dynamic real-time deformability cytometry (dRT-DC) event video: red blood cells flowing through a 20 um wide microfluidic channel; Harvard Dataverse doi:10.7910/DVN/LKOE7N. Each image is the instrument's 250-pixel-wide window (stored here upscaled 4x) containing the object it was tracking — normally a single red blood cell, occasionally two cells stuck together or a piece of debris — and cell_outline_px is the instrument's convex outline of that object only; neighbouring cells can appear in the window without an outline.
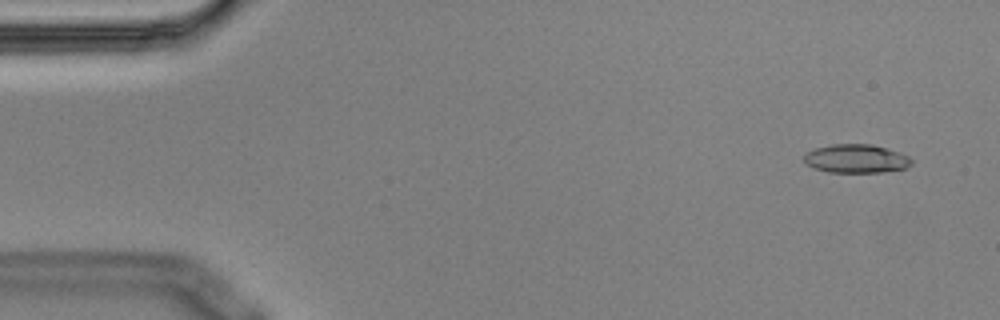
{"species": "Egyptian fruit bat (a non-hibernating species)", "species_latin": "Rousettus aegyptiacus", "temperature_condition": "cold", "stored_images_in_passage": 7, "camera_frame_rate_fps": 3000, "um_per_image_px": 0.085, "animal": {"sex": "male"}, "frame": {"image": 1, "passage_image": 2, "time_ms": 0.333, "image_size_px": [1000, 320], "cell_outline_px": [[912, 164], [904, 168], [880, 172], [828, 172], [812, 168], [804, 160], [804, 152], [816, 148], [832, 144], [872, 144], [900, 152], [908, 156], [912, 160]], "centroid_in_image_um": [72.75, 13.48], "position_along_channel_um": 12.3, "area_um2": 17.92}}